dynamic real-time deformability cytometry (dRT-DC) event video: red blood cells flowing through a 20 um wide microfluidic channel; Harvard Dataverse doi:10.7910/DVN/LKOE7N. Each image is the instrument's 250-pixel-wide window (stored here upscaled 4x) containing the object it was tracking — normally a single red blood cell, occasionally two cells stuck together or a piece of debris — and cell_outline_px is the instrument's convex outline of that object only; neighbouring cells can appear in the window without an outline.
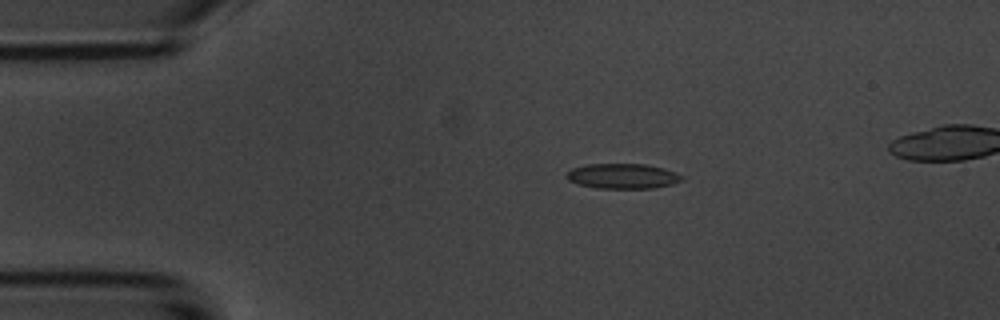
{"species": "common noctule bat (a hibernating species)", "species_latin": "Nyctalus noctula", "temperature_condition": "room temperature", "stored_images_in_passage": 3, "camera_frame_rate_fps": 3000, "um_per_image_px": 0.085, "animal": {"sex": "male", "body_mass_g": 20.1, "forearm_length_mm": 53.5}, "frame": {"image": 1, "passage_image": 3, "time_ms": 2.333, "image_size_px": [1000, 320], "cell_outline_px": [[684, 180], [672, 184], [652, 188], [596, 188], [576, 184], [568, 180], [564, 176], [572, 168], [588, 164], [644, 164], [664, 168], [676, 172], [684, 176]], "centroid_in_image_um": [52.93, 14.97], "position_along_channel_um": 32.1, "area_um2": 16.99}}